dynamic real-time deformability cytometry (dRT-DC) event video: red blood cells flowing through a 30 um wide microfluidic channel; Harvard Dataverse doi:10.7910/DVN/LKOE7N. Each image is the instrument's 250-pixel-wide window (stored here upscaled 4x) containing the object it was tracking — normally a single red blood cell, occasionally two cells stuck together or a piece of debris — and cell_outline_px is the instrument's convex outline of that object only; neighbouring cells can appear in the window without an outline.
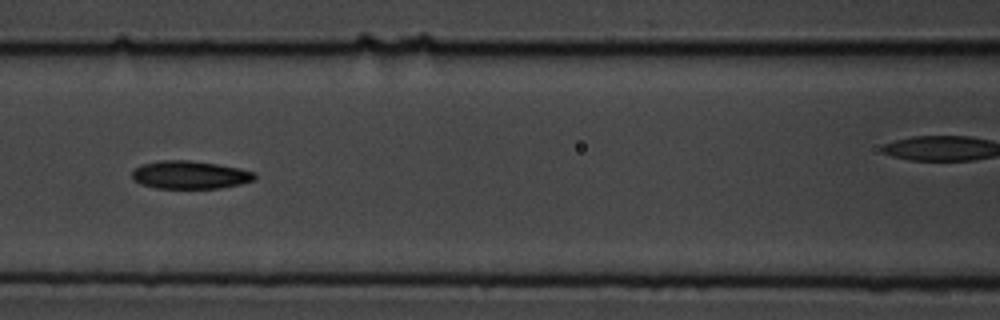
{"species": "common noctule bat (a hibernating species)", "species_latin": "Nyctalus noctula", "temperature_condition": "cold", "stored_images_in_passage": 10, "segment_of_instrument_passage": [1, 2], "camera_frame_rate_fps": 3000, "um_per_image_px": 0.085, "animal": {"sex": "male", "body_mass_g": 19.5, "forearm_length_mm": 54.6}, "frame": {"image": 1, "passage_image": 7, "time_ms": 7.667, "image_size_px": [1000, 320], "cell_outline_px": [[256, 180], [240, 184], [220, 188], [156, 188], [140, 184], [132, 176], [132, 168], [140, 164], [160, 160], [188, 160], [216, 164], [240, 168], [256, 172]], "centroid_in_image_um": [16.14, 14.86], "position_along_channel_um": 150.5, "area_um2": 20.17}}
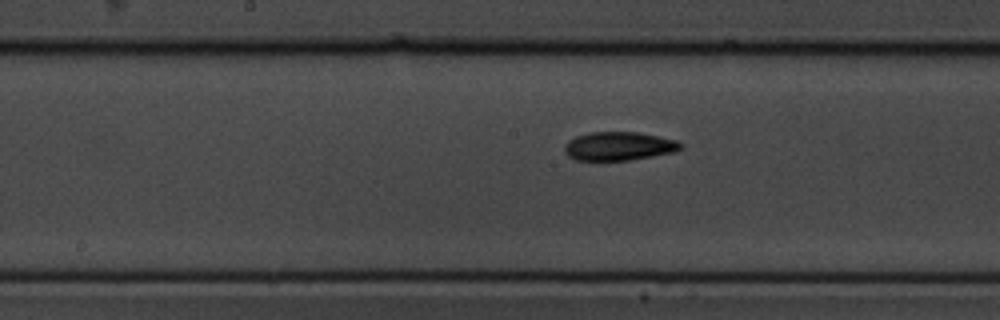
{"frame": {"image": 2, "passage_image": 9, "time_ms": 10.667, "image_size_px": [1000, 320], "cell_outline_px": [[684, 148], [676, 152], [628, 160], [576, 160], [568, 156], [564, 152], [564, 144], [568, 140], [576, 136], [588, 132], [636, 132], [676, 140], [684, 144]], "centroid_in_image_um": [52.6, 12.42], "position_along_channel_um": 195.6, "area_um2": 19.48}}